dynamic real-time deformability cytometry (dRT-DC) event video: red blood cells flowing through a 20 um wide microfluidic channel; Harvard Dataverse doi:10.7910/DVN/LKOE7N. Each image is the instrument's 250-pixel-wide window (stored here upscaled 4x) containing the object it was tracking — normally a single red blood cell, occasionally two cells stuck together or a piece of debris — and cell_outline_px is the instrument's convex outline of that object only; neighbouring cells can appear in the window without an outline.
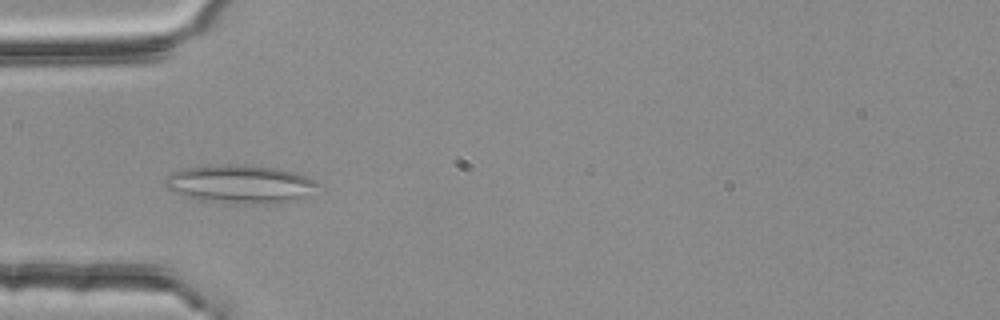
{"species": "common noctule bat (a hibernating species)", "species_latin": "Nyctalus noctula", "temperature_condition": "room temperature", "stored_images_in_passage": 37, "segment_of_instrument_passage": [1, 2], "camera_frame_rate_fps": 3000, "um_per_image_px": 0.085, "animal": {"sex": "female", "body_mass_g": 25.1}, "frame": {"image": 1, "passage_image": 2, "time_ms": 0.333, "image_size_px": [1000, 320], "cell_outline_px": [[316, 184], [312, 196], [296, 200], [276, 204], [232, 204], [200, 200], [172, 192], [164, 184], [164, 180], [172, 172], [184, 168], [216, 164], [248, 164], [276, 168], [308, 176], [316, 180]], "centroid_in_image_um": [20.44, 15.66], "position_along_channel_um": 64.6, "area_um2": 34.8}}